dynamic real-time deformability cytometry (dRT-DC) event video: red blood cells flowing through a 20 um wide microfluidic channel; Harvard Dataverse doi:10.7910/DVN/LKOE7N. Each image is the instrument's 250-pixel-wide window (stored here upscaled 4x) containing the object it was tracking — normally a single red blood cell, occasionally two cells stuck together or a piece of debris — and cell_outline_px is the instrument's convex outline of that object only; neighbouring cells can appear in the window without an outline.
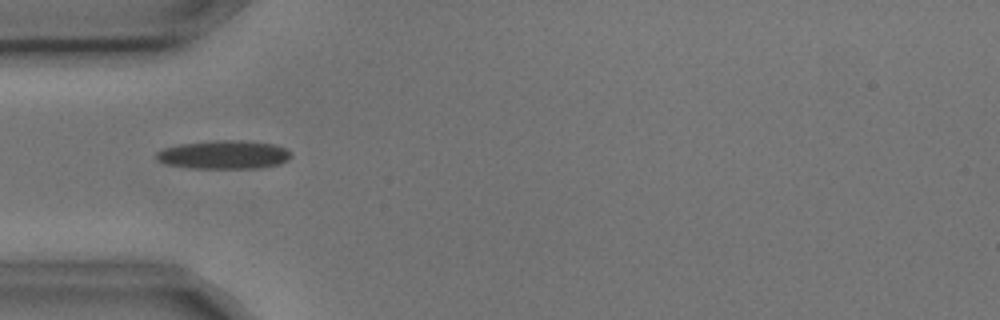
{"species": "common noctule bat (a hibernating species)", "species_latin": "Nyctalus noctula", "temperature_condition": "cold", "stored_images_in_passage": 5, "camera_frame_rate_fps": 3000, "um_per_image_px": 0.085, "animal": {"sex": "male", "body_mass_g": 17.9, "forearm_length_mm": 54.2}, "frame": {"image": 1, "passage_image": 4, "time_ms": 1.0, "image_size_px": [1000, 320], "cell_outline_px": [[292, 156], [288, 160], [280, 164], [260, 168], [192, 168], [164, 164], [156, 160], [156, 152], [164, 148], [180, 144], [212, 140], [244, 140], [276, 144], [284, 148]], "centroid_in_image_um": [19.02, 13.15], "position_along_channel_um": 66.0, "area_um2": 22.6}}